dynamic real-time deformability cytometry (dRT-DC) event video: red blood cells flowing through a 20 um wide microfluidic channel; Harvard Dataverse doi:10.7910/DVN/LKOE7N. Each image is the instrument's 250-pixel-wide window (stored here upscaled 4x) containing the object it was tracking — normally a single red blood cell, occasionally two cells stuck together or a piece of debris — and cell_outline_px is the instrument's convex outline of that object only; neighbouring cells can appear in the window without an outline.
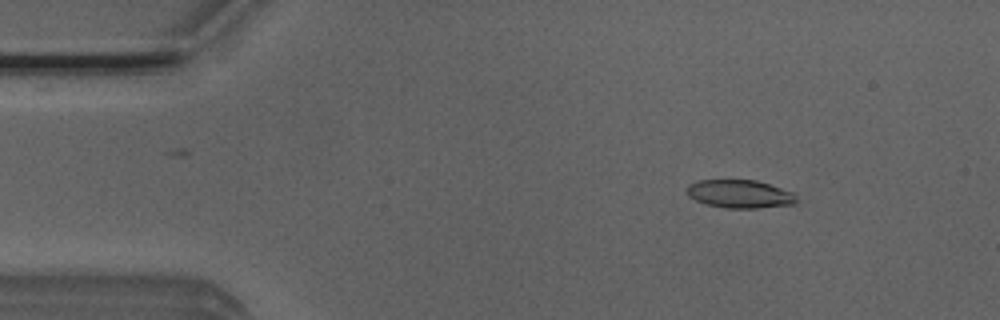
{"species": "Egyptian fruit bat (a non-hibernating species)", "species_latin": "Rousettus aegyptiacus", "temperature_condition": "room temperature", "stored_images_in_passage": 51, "camera_frame_rate_fps": 3000, "um_per_image_px": 0.085, "animal": {"sex": "male"}, "frame": {"image": 1, "passage_image": 7, "time_ms": 2.0, "image_size_px": [1000, 320], "cell_outline_px": [[796, 200], [792, 204], [756, 208], [728, 208], [708, 204], [696, 200], [688, 196], [688, 184], [696, 180], [756, 180], [792, 192], [796, 196]], "centroid_in_image_um": [62.85, 16.48], "position_along_channel_um": 22.1, "area_um2": 17.69}}
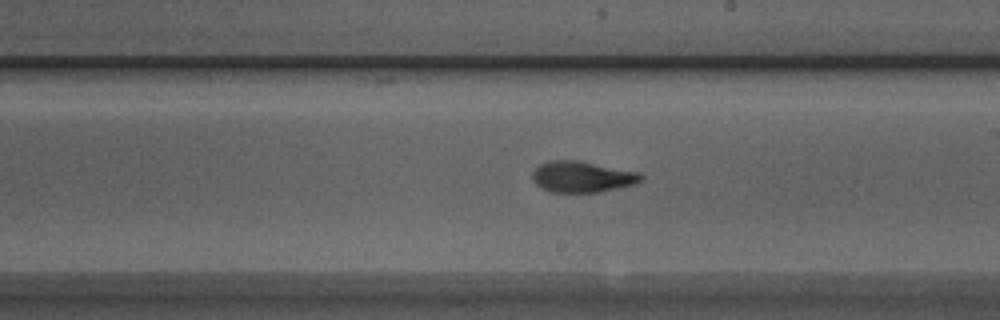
{"frame": {"image": 2, "passage_image": 29, "time_ms": 9.333, "image_size_px": [1000, 320], "cell_outline_px": [[644, 180], [636, 184], [600, 192], [548, 192], [540, 188], [532, 180], [532, 172], [540, 164], [548, 160], [576, 160], [636, 172], [644, 176]], "centroid_in_image_um": [49.45, 15.04], "position_along_channel_um": 239.6, "area_um2": 19.71}}
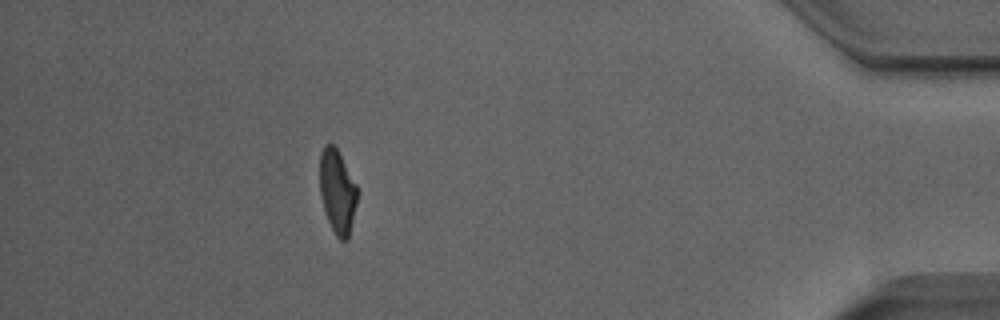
{"frame": {"image": 3, "passage_image": 46, "time_ms": 15.0, "image_size_px": [1000, 320], "cell_outline_px": [[356, 204], [348, 240], [340, 240], [336, 236], [324, 212], [320, 196], [320, 152], [324, 144], [332, 144], [336, 148], [356, 184]], "centroid_in_image_um": [28.65, 16.29], "position_along_channel_um": 406.6, "area_um2": 18.09}, "authors_computed_cell_mechanics": {"area_um2": 19.074, "velocity_mm_per_s": 3.9519, "shape_relaxation_time_tau1_ms": 6.9926, "shape_relaxation_time_tau2_ms": 1.8748, "deformation_change_tau1": 0.2367, "deformation_change_tau2": 0.0871}}